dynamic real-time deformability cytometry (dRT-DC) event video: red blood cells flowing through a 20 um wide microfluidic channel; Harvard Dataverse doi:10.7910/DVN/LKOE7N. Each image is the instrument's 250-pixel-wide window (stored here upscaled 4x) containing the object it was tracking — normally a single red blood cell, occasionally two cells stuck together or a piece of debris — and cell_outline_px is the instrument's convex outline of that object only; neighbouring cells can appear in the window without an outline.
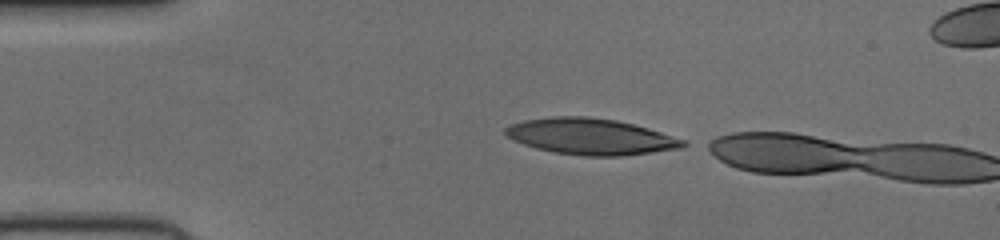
{"species": "human", "species_latin": "Homo sapiens", "temperature_condition": "cold", "stored_images_in_passage": 3, "camera_frame_rate_fps": 3000, "um_per_image_px": 0.085, "donor": {"sex": "female"}, "frame": {"image": 1, "passage_image": 1, "time_ms": 0.0, "image_size_px": [1000, 240], "cell_outline_px": [[692, 144], [684, 148], [624, 156], [584, 156], [552, 152], [536, 148], [512, 140], [504, 136], [504, 128], [512, 124], [524, 120], [552, 116], [588, 116], [616, 120], [648, 128], [688, 140]], "centroid_in_image_um": [50.25, 11.61], "position_along_channel_um": 34.7, "area_um2": 38.03}}